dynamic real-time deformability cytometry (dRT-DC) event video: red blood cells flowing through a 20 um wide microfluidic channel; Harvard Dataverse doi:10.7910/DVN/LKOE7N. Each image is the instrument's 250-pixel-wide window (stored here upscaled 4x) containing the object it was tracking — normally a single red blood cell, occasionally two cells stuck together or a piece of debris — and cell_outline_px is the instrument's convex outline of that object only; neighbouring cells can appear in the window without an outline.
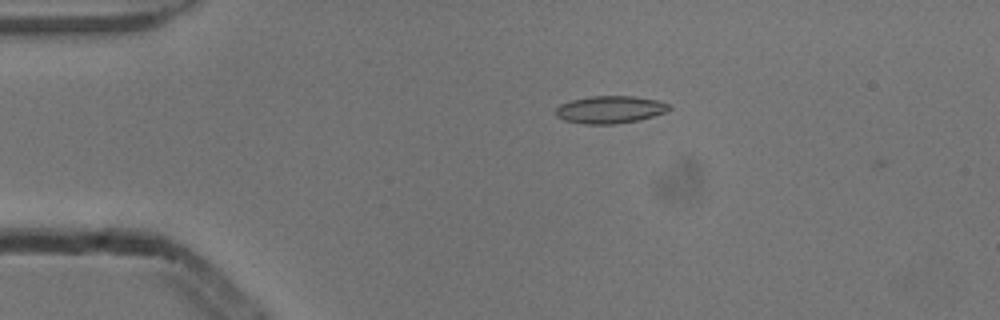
{"species": "common noctule bat (a hibernating species)", "species_latin": "Nyctalus noctula", "temperature_condition": "cold", "stored_images_in_passage": 4, "camera_frame_rate_fps": 3000, "um_per_image_px": 0.085, "animal": {"sex": "male", "body_mass_g": 13.3}, "frame": {"image": 1, "passage_image": 2, "time_ms": 0.333, "image_size_px": [1000, 320], "cell_outline_px": [[672, 108], [664, 112], [640, 120], [616, 124], [584, 124], [564, 120], [556, 116], [556, 108], [560, 104], [572, 100], [588, 96], [632, 96], [656, 100], [668, 104]], "centroid_in_image_um": [51.83, 9.32], "position_along_channel_um": 33.2, "area_um2": 18.09}}